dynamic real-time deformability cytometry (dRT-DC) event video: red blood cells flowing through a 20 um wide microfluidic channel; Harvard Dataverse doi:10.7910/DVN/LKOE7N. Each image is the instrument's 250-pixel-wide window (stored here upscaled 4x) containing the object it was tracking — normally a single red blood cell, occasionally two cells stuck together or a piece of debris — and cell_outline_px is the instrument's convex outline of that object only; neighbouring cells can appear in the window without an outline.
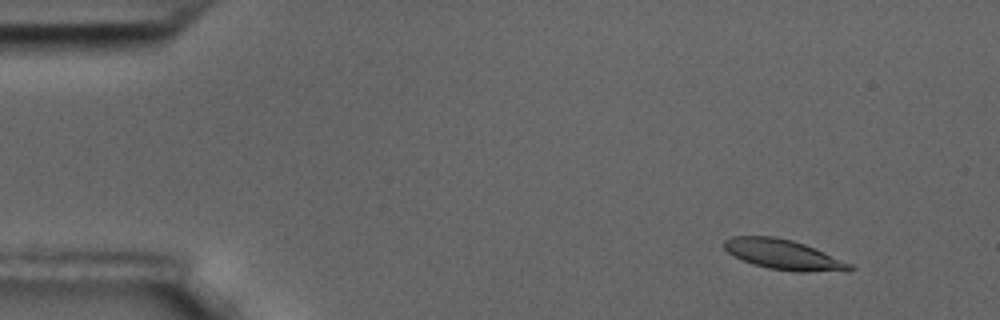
{"species": "common noctule bat (a hibernating species)", "species_latin": "Nyctalus noctula", "temperature_condition": "room temperature", "stored_images_in_passage": 4, "camera_frame_rate_fps": 3000, "um_per_image_px": 0.085, "animal": {"sex": "male", "body_mass_g": 17.5, "forearm_length_mm": 52.3}, "frame": {"image": 1, "passage_image": 1, "time_ms": 0.0, "image_size_px": [1000, 320], "cell_outline_px": [[856, 268], [848, 272], [792, 272], [768, 268], [752, 264], [732, 256], [724, 248], [724, 240], [732, 236], [776, 236], [792, 240], [804, 244], [824, 252], [852, 264]], "centroid_in_image_um": [66.62, 21.66], "position_along_channel_um": 18.4, "area_um2": 22.37}}
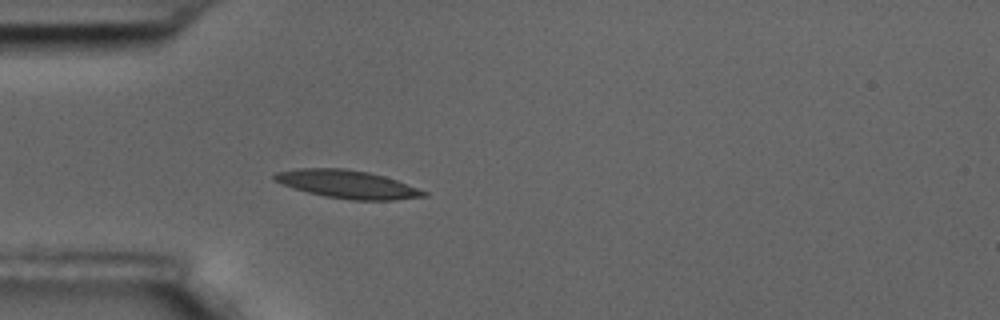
{"frame": {"image": 2, "passage_image": 4, "time_ms": 1.0, "image_size_px": [1000, 320], "cell_outline_px": [[428, 196], [392, 200], [352, 200], [324, 196], [308, 192], [272, 180], [272, 176], [276, 172], [296, 168], [344, 168], [368, 172], [384, 176], [396, 180], [428, 192]], "centroid_in_image_um": [29.52, 15.65], "position_along_channel_um": 55.5, "area_um2": 24.28}}